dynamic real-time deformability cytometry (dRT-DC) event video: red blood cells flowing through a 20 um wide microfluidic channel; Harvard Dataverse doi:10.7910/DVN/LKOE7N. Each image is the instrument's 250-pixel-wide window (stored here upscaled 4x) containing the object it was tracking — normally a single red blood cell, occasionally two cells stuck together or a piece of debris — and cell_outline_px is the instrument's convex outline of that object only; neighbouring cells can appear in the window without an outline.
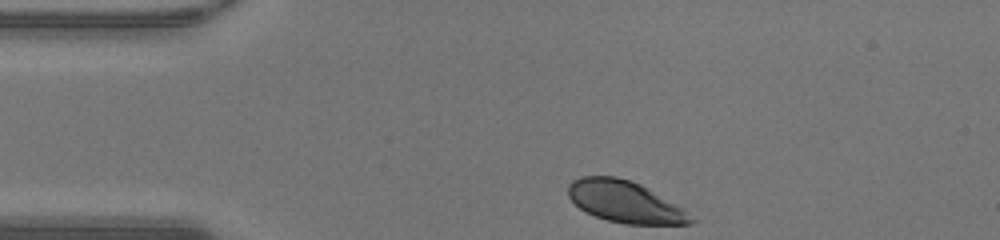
{"species": "human", "species_latin": "Homo sapiens", "temperature_condition": "warm", "stored_images_in_passage": 30, "camera_frame_rate_fps": 3000, "um_per_image_px": 0.085, "donor": {"sex": "male"}, "frame": {"image": 1, "passage_image": 1, "time_ms": 0.0, "image_size_px": [1000, 240], "cell_outline_px": [[696, 220], [692, 224], [624, 224], [608, 220], [596, 216], [580, 208], [568, 196], [568, 184], [572, 180], [580, 176], [616, 176], [640, 184], [648, 188], [684, 208]], "centroid_in_image_um": [53.14, 17.15], "position_along_channel_um": 31.9, "area_um2": 29.71}}
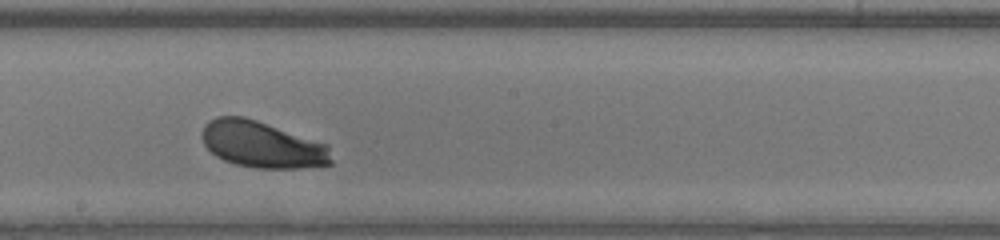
{"frame": {"image": 2, "passage_image": 18, "time_ms": 5.667, "image_size_px": [1000, 240], "cell_outline_px": [[332, 164], [300, 168], [256, 168], [236, 164], [224, 160], [216, 156], [204, 144], [200, 136], [204, 124], [208, 120], [216, 116], [244, 116], [328, 144], [332, 160]], "centroid_in_image_um": [22.26, 12.28], "position_along_channel_um": 225.9, "area_um2": 35.14}}
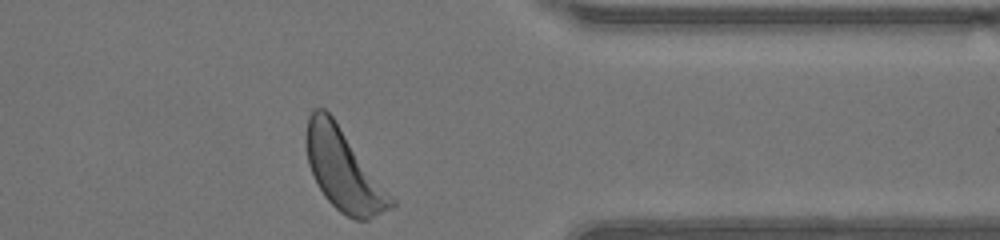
{"frame": {"image": 3, "passage_image": 30, "time_ms": 9.667, "image_size_px": [1000, 240], "cell_outline_px": [[396, 204], [392, 208], [368, 220], [356, 220], [340, 212], [324, 196], [308, 164], [308, 116], [316, 108], [324, 108], [332, 116], [396, 200]], "centroid_in_image_um": [29.26, 14.5], "position_along_channel_um": 382.1, "area_um2": 39.25}, "authors_computed_cell_mechanics": {"area_um2": 35.0846, "velocity_mm_per_s": 4.2651, "shape_relaxation_time_tau1_ms": 1.2441, "shape_relaxation_time_tau2_ms": 6.2389, "deformation_change_tau1": 0.1031, "deformation_change_tau2": 0.2139}}